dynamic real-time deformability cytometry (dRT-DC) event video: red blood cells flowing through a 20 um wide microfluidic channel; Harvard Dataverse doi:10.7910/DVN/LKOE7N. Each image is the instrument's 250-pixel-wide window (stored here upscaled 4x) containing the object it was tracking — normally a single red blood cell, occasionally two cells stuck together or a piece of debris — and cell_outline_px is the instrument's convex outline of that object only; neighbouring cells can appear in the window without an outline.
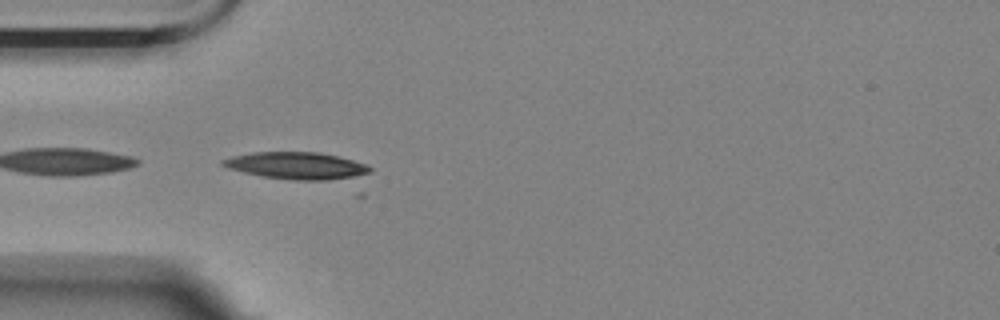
{"species": "Egyptian fruit bat (a non-hibernating species)", "species_latin": "Rousettus aegyptiacus", "temperature_condition": "room temperature", "stored_images_in_passage": 17, "camera_frame_rate_fps": 3000, "um_per_image_px": 0.085, "animal": {"sex": "female"}, "frame": {"image": 1, "passage_image": 1, "time_ms": 0.0, "image_size_px": [1000, 320], "cell_outline_px": [[372, 172], [364, 176], [328, 180], [296, 180], [264, 176], [244, 172], [228, 168], [220, 164], [220, 160], [232, 156], [252, 152], [316, 152], [336, 156], [368, 164], [372, 168]], "centroid_in_image_um": [25.26, 14.08], "position_along_channel_um": 59.7, "area_um2": 23.24}}
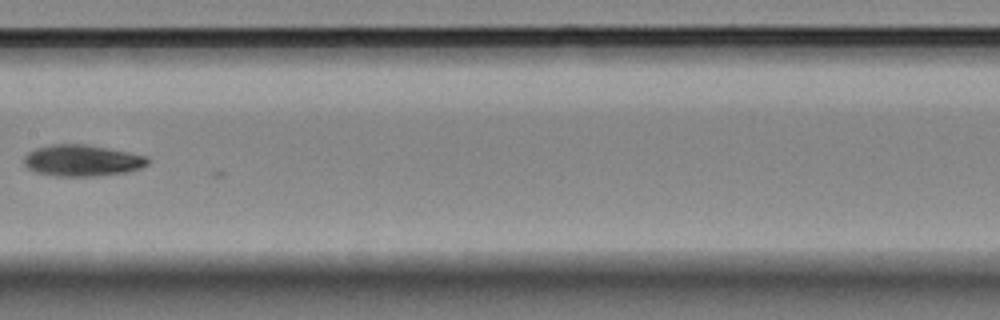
{"frame": {"image": 2, "passage_image": 13, "time_ms": 4.0, "image_size_px": [1000, 320], "cell_outline_px": [[152, 160], [148, 164], [140, 168], [128, 172], [100, 176], [56, 176], [36, 172], [28, 168], [24, 164], [24, 156], [28, 152], [36, 148], [52, 144], [84, 144], [108, 148], [148, 156]], "centroid_in_image_um": [7.02, 13.65], "position_along_channel_um": 200.4, "area_um2": 22.83}}